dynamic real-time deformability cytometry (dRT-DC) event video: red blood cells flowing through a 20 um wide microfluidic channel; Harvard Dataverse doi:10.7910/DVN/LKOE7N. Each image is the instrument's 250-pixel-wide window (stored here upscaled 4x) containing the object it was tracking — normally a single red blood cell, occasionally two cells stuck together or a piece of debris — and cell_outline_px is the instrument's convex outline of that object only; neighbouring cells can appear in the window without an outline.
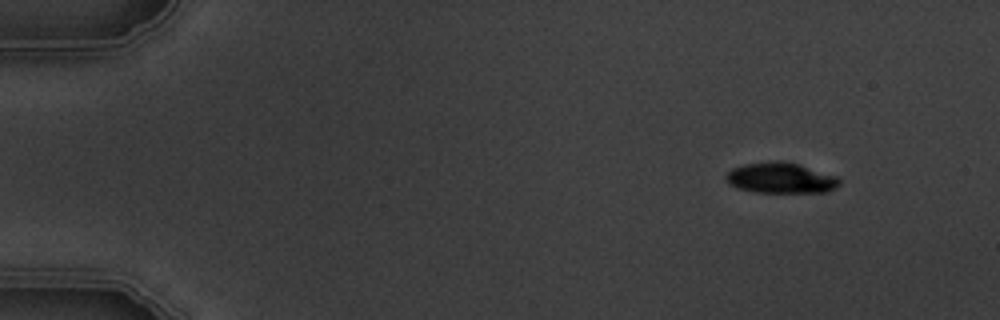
{"species": "common noctule bat (a hibernating species)", "species_latin": "Nyctalus noctula", "temperature_condition": "warm", "stored_images_in_passage": 4, "camera_frame_rate_fps": 3000, "um_per_image_px": 0.085, "animal": {"sex": "male", "body_mass_g": 19.5, "forearm_length_mm": 54.6}, "frame": {"image": 1, "passage_image": 1, "time_ms": 0.0, "image_size_px": [1000, 320], "cell_outline_px": [[840, 184], [836, 188], [828, 192], [756, 192], [736, 188], [728, 184], [724, 180], [724, 176], [732, 168], [744, 164], [772, 160], [784, 160], [800, 164], [836, 176], [840, 180]], "centroid_in_image_um": [66.33, 15.12], "position_along_channel_um": 18.7, "area_um2": 20.63}}
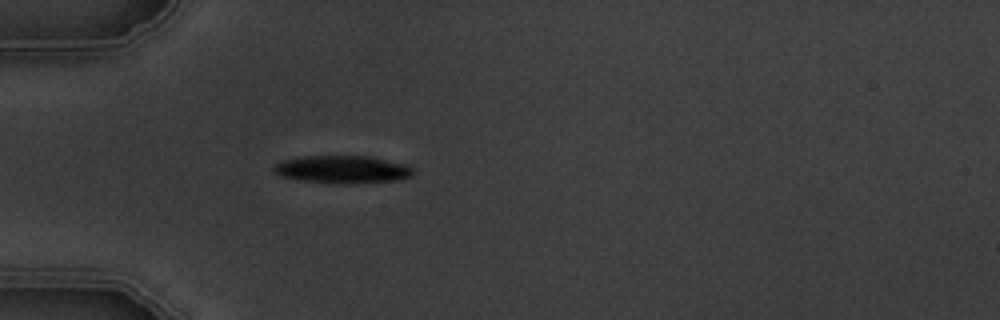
{"frame": {"image": 2, "passage_image": 4, "time_ms": 3.667, "image_size_px": [1000, 320], "cell_outline_px": [[412, 176], [400, 180], [336, 184], [300, 180], [280, 176], [272, 168], [276, 164], [284, 160], [304, 156], [368, 156], [408, 164], [412, 168]], "centroid_in_image_um": [29.13, 14.4], "position_along_channel_um": 55.9, "area_um2": 22.43}}